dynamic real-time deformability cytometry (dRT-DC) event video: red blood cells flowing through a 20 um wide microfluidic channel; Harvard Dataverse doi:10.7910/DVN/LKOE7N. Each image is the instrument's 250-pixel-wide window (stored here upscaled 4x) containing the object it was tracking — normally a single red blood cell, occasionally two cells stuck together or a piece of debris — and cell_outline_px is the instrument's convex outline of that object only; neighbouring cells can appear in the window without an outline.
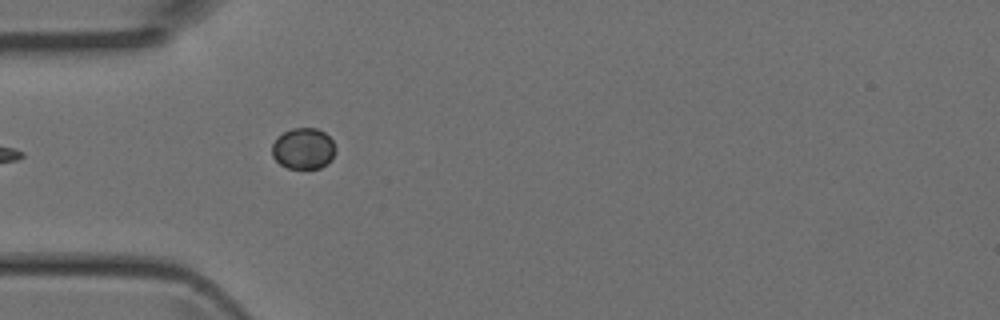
{"species": "Egyptian fruit bat (a non-hibernating species)", "species_latin": "Rousettus aegyptiacus", "temperature_condition": "room temperature", "stored_images_in_passage": 2, "camera_frame_rate_fps": 3000, "um_per_image_px": 0.085, "animal": {"sex": "female"}, "frame": {"image": 1, "passage_image": 2, "time_ms": 0.333, "image_size_px": [1000, 320], "cell_outline_px": [[336, 152], [332, 160], [320, 168], [288, 168], [280, 164], [272, 156], [272, 144], [276, 136], [292, 128], [316, 128], [324, 132], [332, 140], [336, 148]], "centroid_in_image_um": [25.79, 12.62], "position_along_channel_um": 59.2, "area_um2": 15.37}}